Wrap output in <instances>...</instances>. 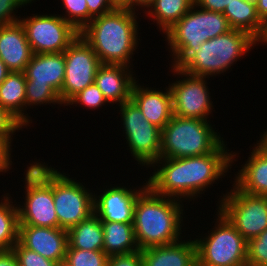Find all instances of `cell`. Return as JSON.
I'll list each match as a JSON object with an SVG mask.
<instances>
[{
    "label": "cell",
    "instance_id": "6da1fadb",
    "mask_svg": "<svg viewBox=\"0 0 267 266\" xmlns=\"http://www.w3.org/2000/svg\"><path fill=\"white\" fill-rule=\"evenodd\" d=\"M226 143L202 156L159 158L149 167L153 172L147 177V185L162 196L194 202L231 172L233 164L239 160V152H229Z\"/></svg>",
    "mask_w": 267,
    "mask_h": 266
},
{
    "label": "cell",
    "instance_id": "7a4b0ae2",
    "mask_svg": "<svg viewBox=\"0 0 267 266\" xmlns=\"http://www.w3.org/2000/svg\"><path fill=\"white\" fill-rule=\"evenodd\" d=\"M133 10L114 9L94 17L79 33L97 54L102 64L133 67V55L139 46L138 14Z\"/></svg>",
    "mask_w": 267,
    "mask_h": 266
},
{
    "label": "cell",
    "instance_id": "3957f363",
    "mask_svg": "<svg viewBox=\"0 0 267 266\" xmlns=\"http://www.w3.org/2000/svg\"><path fill=\"white\" fill-rule=\"evenodd\" d=\"M184 214L183 201L157 194L147 185L137 197L133 217L140 250L180 241Z\"/></svg>",
    "mask_w": 267,
    "mask_h": 266
},
{
    "label": "cell",
    "instance_id": "277c9868",
    "mask_svg": "<svg viewBox=\"0 0 267 266\" xmlns=\"http://www.w3.org/2000/svg\"><path fill=\"white\" fill-rule=\"evenodd\" d=\"M231 30L223 13L207 11L195 4L172 26L163 37L167 42L170 61L179 68L194 52L200 49L203 42Z\"/></svg>",
    "mask_w": 267,
    "mask_h": 266
},
{
    "label": "cell",
    "instance_id": "5b68a950",
    "mask_svg": "<svg viewBox=\"0 0 267 266\" xmlns=\"http://www.w3.org/2000/svg\"><path fill=\"white\" fill-rule=\"evenodd\" d=\"M257 41L248 33L231 29L200 46L179 68L191 75L219 76L230 70L247 52L253 50Z\"/></svg>",
    "mask_w": 267,
    "mask_h": 266
},
{
    "label": "cell",
    "instance_id": "8992f818",
    "mask_svg": "<svg viewBox=\"0 0 267 266\" xmlns=\"http://www.w3.org/2000/svg\"><path fill=\"white\" fill-rule=\"evenodd\" d=\"M214 126L207 120L173 115L162 129L160 158H187L214 152L226 141Z\"/></svg>",
    "mask_w": 267,
    "mask_h": 266
},
{
    "label": "cell",
    "instance_id": "52a82bcc",
    "mask_svg": "<svg viewBox=\"0 0 267 266\" xmlns=\"http://www.w3.org/2000/svg\"><path fill=\"white\" fill-rule=\"evenodd\" d=\"M30 161L33 163H29L30 166L27 165L23 173L24 201L17 204L14 200L19 224L59 228L53 201V168L38 159Z\"/></svg>",
    "mask_w": 267,
    "mask_h": 266
},
{
    "label": "cell",
    "instance_id": "ba28073f",
    "mask_svg": "<svg viewBox=\"0 0 267 266\" xmlns=\"http://www.w3.org/2000/svg\"><path fill=\"white\" fill-rule=\"evenodd\" d=\"M215 225L195 238L198 266H247V241L216 209Z\"/></svg>",
    "mask_w": 267,
    "mask_h": 266
},
{
    "label": "cell",
    "instance_id": "9c48e42d",
    "mask_svg": "<svg viewBox=\"0 0 267 266\" xmlns=\"http://www.w3.org/2000/svg\"><path fill=\"white\" fill-rule=\"evenodd\" d=\"M118 107L129 153L138 165L149 168L160 158L162 130L152 125L131 99Z\"/></svg>",
    "mask_w": 267,
    "mask_h": 266
},
{
    "label": "cell",
    "instance_id": "30bf717a",
    "mask_svg": "<svg viewBox=\"0 0 267 266\" xmlns=\"http://www.w3.org/2000/svg\"><path fill=\"white\" fill-rule=\"evenodd\" d=\"M218 200L217 209L247 242L267 229V196L245 193L233 184Z\"/></svg>",
    "mask_w": 267,
    "mask_h": 266
},
{
    "label": "cell",
    "instance_id": "8fae6325",
    "mask_svg": "<svg viewBox=\"0 0 267 266\" xmlns=\"http://www.w3.org/2000/svg\"><path fill=\"white\" fill-rule=\"evenodd\" d=\"M68 175V176H67ZM53 167V201L59 228L68 230L94 213V193ZM90 189V190H89Z\"/></svg>",
    "mask_w": 267,
    "mask_h": 266
},
{
    "label": "cell",
    "instance_id": "7c38bea8",
    "mask_svg": "<svg viewBox=\"0 0 267 266\" xmlns=\"http://www.w3.org/2000/svg\"><path fill=\"white\" fill-rule=\"evenodd\" d=\"M33 54L64 52L78 32L59 14H31L20 18Z\"/></svg>",
    "mask_w": 267,
    "mask_h": 266
},
{
    "label": "cell",
    "instance_id": "4fadbf2b",
    "mask_svg": "<svg viewBox=\"0 0 267 266\" xmlns=\"http://www.w3.org/2000/svg\"><path fill=\"white\" fill-rule=\"evenodd\" d=\"M169 70L173 76L181 77L168 84L172 94L173 115L211 121L208 116H213L214 106L207 86L209 78L191 75L175 66H170Z\"/></svg>",
    "mask_w": 267,
    "mask_h": 266
},
{
    "label": "cell",
    "instance_id": "5bb4252c",
    "mask_svg": "<svg viewBox=\"0 0 267 266\" xmlns=\"http://www.w3.org/2000/svg\"><path fill=\"white\" fill-rule=\"evenodd\" d=\"M64 59V82L59 96L65 108L76 94L94 83L95 75L102 63L80 34L64 51Z\"/></svg>",
    "mask_w": 267,
    "mask_h": 266
},
{
    "label": "cell",
    "instance_id": "9a60e30c",
    "mask_svg": "<svg viewBox=\"0 0 267 266\" xmlns=\"http://www.w3.org/2000/svg\"><path fill=\"white\" fill-rule=\"evenodd\" d=\"M143 182L142 186H136L134 189L133 186L129 188L126 185L111 184L110 188L106 186L97 192L99 195L93 191L94 213L101 221L133 223L135 202L139 193L147 186V180Z\"/></svg>",
    "mask_w": 267,
    "mask_h": 266
},
{
    "label": "cell",
    "instance_id": "2e32d148",
    "mask_svg": "<svg viewBox=\"0 0 267 266\" xmlns=\"http://www.w3.org/2000/svg\"><path fill=\"white\" fill-rule=\"evenodd\" d=\"M18 242L46 259L62 263L68 247V232L63 228L19 224Z\"/></svg>",
    "mask_w": 267,
    "mask_h": 266
},
{
    "label": "cell",
    "instance_id": "e0dca14e",
    "mask_svg": "<svg viewBox=\"0 0 267 266\" xmlns=\"http://www.w3.org/2000/svg\"><path fill=\"white\" fill-rule=\"evenodd\" d=\"M259 135V141L252 145V152L236 171L232 182L245 193L267 196V140Z\"/></svg>",
    "mask_w": 267,
    "mask_h": 266
},
{
    "label": "cell",
    "instance_id": "ac0fdd59",
    "mask_svg": "<svg viewBox=\"0 0 267 266\" xmlns=\"http://www.w3.org/2000/svg\"><path fill=\"white\" fill-rule=\"evenodd\" d=\"M138 82L139 80L134 83L131 100L137 104L152 125L162 130L173 117L171 90L169 86L163 91L159 88L145 87Z\"/></svg>",
    "mask_w": 267,
    "mask_h": 266
},
{
    "label": "cell",
    "instance_id": "d6986e66",
    "mask_svg": "<svg viewBox=\"0 0 267 266\" xmlns=\"http://www.w3.org/2000/svg\"><path fill=\"white\" fill-rule=\"evenodd\" d=\"M133 73V68L123 64H102L95 75L94 83L111 105H121L131 99L132 89L137 81V76Z\"/></svg>",
    "mask_w": 267,
    "mask_h": 266
},
{
    "label": "cell",
    "instance_id": "ffe728a7",
    "mask_svg": "<svg viewBox=\"0 0 267 266\" xmlns=\"http://www.w3.org/2000/svg\"><path fill=\"white\" fill-rule=\"evenodd\" d=\"M33 56L23 25L0 26V59L11 72H24Z\"/></svg>",
    "mask_w": 267,
    "mask_h": 266
},
{
    "label": "cell",
    "instance_id": "44dd1931",
    "mask_svg": "<svg viewBox=\"0 0 267 266\" xmlns=\"http://www.w3.org/2000/svg\"><path fill=\"white\" fill-rule=\"evenodd\" d=\"M144 266H197V246L193 238L141 250Z\"/></svg>",
    "mask_w": 267,
    "mask_h": 266
},
{
    "label": "cell",
    "instance_id": "7402d4cb",
    "mask_svg": "<svg viewBox=\"0 0 267 266\" xmlns=\"http://www.w3.org/2000/svg\"><path fill=\"white\" fill-rule=\"evenodd\" d=\"M24 74L26 83L50 85L59 94L65 74L64 52L33 54Z\"/></svg>",
    "mask_w": 267,
    "mask_h": 266
},
{
    "label": "cell",
    "instance_id": "603a6c76",
    "mask_svg": "<svg viewBox=\"0 0 267 266\" xmlns=\"http://www.w3.org/2000/svg\"><path fill=\"white\" fill-rule=\"evenodd\" d=\"M223 14L231 29L246 32L258 42L265 24L258 16L255 0H233Z\"/></svg>",
    "mask_w": 267,
    "mask_h": 266
},
{
    "label": "cell",
    "instance_id": "cb8c5ba5",
    "mask_svg": "<svg viewBox=\"0 0 267 266\" xmlns=\"http://www.w3.org/2000/svg\"><path fill=\"white\" fill-rule=\"evenodd\" d=\"M104 232L103 251L108 256L125 255L140 250L133 223L101 221Z\"/></svg>",
    "mask_w": 267,
    "mask_h": 266
},
{
    "label": "cell",
    "instance_id": "d4e9b609",
    "mask_svg": "<svg viewBox=\"0 0 267 266\" xmlns=\"http://www.w3.org/2000/svg\"><path fill=\"white\" fill-rule=\"evenodd\" d=\"M26 77L24 72H11L0 84V105L26 126Z\"/></svg>",
    "mask_w": 267,
    "mask_h": 266
},
{
    "label": "cell",
    "instance_id": "484cf974",
    "mask_svg": "<svg viewBox=\"0 0 267 266\" xmlns=\"http://www.w3.org/2000/svg\"><path fill=\"white\" fill-rule=\"evenodd\" d=\"M68 247L81 250H102L104 232L99 217L93 213L87 219L67 230Z\"/></svg>",
    "mask_w": 267,
    "mask_h": 266
},
{
    "label": "cell",
    "instance_id": "4316f807",
    "mask_svg": "<svg viewBox=\"0 0 267 266\" xmlns=\"http://www.w3.org/2000/svg\"><path fill=\"white\" fill-rule=\"evenodd\" d=\"M194 0H153L144 13L164 34L193 6Z\"/></svg>",
    "mask_w": 267,
    "mask_h": 266
},
{
    "label": "cell",
    "instance_id": "83f0119b",
    "mask_svg": "<svg viewBox=\"0 0 267 266\" xmlns=\"http://www.w3.org/2000/svg\"><path fill=\"white\" fill-rule=\"evenodd\" d=\"M9 194L7 192L0 198V250H12L18 242V209Z\"/></svg>",
    "mask_w": 267,
    "mask_h": 266
},
{
    "label": "cell",
    "instance_id": "f1b7e54d",
    "mask_svg": "<svg viewBox=\"0 0 267 266\" xmlns=\"http://www.w3.org/2000/svg\"><path fill=\"white\" fill-rule=\"evenodd\" d=\"M26 128L30 126L32 118L27 113V110L33 109V106L41 105H58L63 106L59 94L50 85H40L35 83H26ZM52 103V104H51ZM30 124V125H29Z\"/></svg>",
    "mask_w": 267,
    "mask_h": 266
},
{
    "label": "cell",
    "instance_id": "f546056e",
    "mask_svg": "<svg viewBox=\"0 0 267 266\" xmlns=\"http://www.w3.org/2000/svg\"><path fill=\"white\" fill-rule=\"evenodd\" d=\"M108 257L102 250L67 248L64 263L68 266H107Z\"/></svg>",
    "mask_w": 267,
    "mask_h": 266
},
{
    "label": "cell",
    "instance_id": "4dcf8cb0",
    "mask_svg": "<svg viewBox=\"0 0 267 266\" xmlns=\"http://www.w3.org/2000/svg\"><path fill=\"white\" fill-rule=\"evenodd\" d=\"M64 14H60L78 32L88 25V6L86 0H61Z\"/></svg>",
    "mask_w": 267,
    "mask_h": 266
},
{
    "label": "cell",
    "instance_id": "1f68e13d",
    "mask_svg": "<svg viewBox=\"0 0 267 266\" xmlns=\"http://www.w3.org/2000/svg\"><path fill=\"white\" fill-rule=\"evenodd\" d=\"M83 106L87 107V109H98L99 107L102 108V106H108L109 102L105 98V96L102 94L101 90L97 87L95 83L90 84L87 86L84 90L76 94L67 104L66 106L73 105L78 107Z\"/></svg>",
    "mask_w": 267,
    "mask_h": 266
},
{
    "label": "cell",
    "instance_id": "d6a6232c",
    "mask_svg": "<svg viewBox=\"0 0 267 266\" xmlns=\"http://www.w3.org/2000/svg\"><path fill=\"white\" fill-rule=\"evenodd\" d=\"M247 266H267V229L247 242Z\"/></svg>",
    "mask_w": 267,
    "mask_h": 266
},
{
    "label": "cell",
    "instance_id": "836d02e7",
    "mask_svg": "<svg viewBox=\"0 0 267 266\" xmlns=\"http://www.w3.org/2000/svg\"><path fill=\"white\" fill-rule=\"evenodd\" d=\"M12 251L15 253L19 266H56L58 264L23 247L19 242L13 246Z\"/></svg>",
    "mask_w": 267,
    "mask_h": 266
},
{
    "label": "cell",
    "instance_id": "e575fe53",
    "mask_svg": "<svg viewBox=\"0 0 267 266\" xmlns=\"http://www.w3.org/2000/svg\"><path fill=\"white\" fill-rule=\"evenodd\" d=\"M32 1L36 0H0V26L19 22L21 17L16 15L17 9L31 5Z\"/></svg>",
    "mask_w": 267,
    "mask_h": 266
},
{
    "label": "cell",
    "instance_id": "d590c367",
    "mask_svg": "<svg viewBox=\"0 0 267 266\" xmlns=\"http://www.w3.org/2000/svg\"><path fill=\"white\" fill-rule=\"evenodd\" d=\"M25 127L17 117L0 105V138H14L16 132Z\"/></svg>",
    "mask_w": 267,
    "mask_h": 266
},
{
    "label": "cell",
    "instance_id": "8d00e7d4",
    "mask_svg": "<svg viewBox=\"0 0 267 266\" xmlns=\"http://www.w3.org/2000/svg\"><path fill=\"white\" fill-rule=\"evenodd\" d=\"M13 142V138H0V175H4L3 173H8L9 170L13 169L12 165V151L11 145Z\"/></svg>",
    "mask_w": 267,
    "mask_h": 266
},
{
    "label": "cell",
    "instance_id": "74e56055",
    "mask_svg": "<svg viewBox=\"0 0 267 266\" xmlns=\"http://www.w3.org/2000/svg\"><path fill=\"white\" fill-rule=\"evenodd\" d=\"M107 266H144L141 250L125 255L109 256Z\"/></svg>",
    "mask_w": 267,
    "mask_h": 266
},
{
    "label": "cell",
    "instance_id": "f35d334b",
    "mask_svg": "<svg viewBox=\"0 0 267 266\" xmlns=\"http://www.w3.org/2000/svg\"><path fill=\"white\" fill-rule=\"evenodd\" d=\"M86 2L88 6V24L94 17L114 10L109 0H86Z\"/></svg>",
    "mask_w": 267,
    "mask_h": 266
},
{
    "label": "cell",
    "instance_id": "ab89813d",
    "mask_svg": "<svg viewBox=\"0 0 267 266\" xmlns=\"http://www.w3.org/2000/svg\"><path fill=\"white\" fill-rule=\"evenodd\" d=\"M233 0H194V4L207 11L223 13Z\"/></svg>",
    "mask_w": 267,
    "mask_h": 266
},
{
    "label": "cell",
    "instance_id": "60d3db41",
    "mask_svg": "<svg viewBox=\"0 0 267 266\" xmlns=\"http://www.w3.org/2000/svg\"><path fill=\"white\" fill-rule=\"evenodd\" d=\"M0 266H19L12 250H0Z\"/></svg>",
    "mask_w": 267,
    "mask_h": 266
},
{
    "label": "cell",
    "instance_id": "b9f144b4",
    "mask_svg": "<svg viewBox=\"0 0 267 266\" xmlns=\"http://www.w3.org/2000/svg\"><path fill=\"white\" fill-rule=\"evenodd\" d=\"M258 16L265 24L267 22V0H255Z\"/></svg>",
    "mask_w": 267,
    "mask_h": 266
},
{
    "label": "cell",
    "instance_id": "7bdbcfd3",
    "mask_svg": "<svg viewBox=\"0 0 267 266\" xmlns=\"http://www.w3.org/2000/svg\"><path fill=\"white\" fill-rule=\"evenodd\" d=\"M152 2L153 0H130V10L139 12L138 10L142 11L143 9V11H146V9L152 4Z\"/></svg>",
    "mask_w": 267,
    "mask_h": 266
},
{
    "label": "cell",
    "instance_id": "ee69618b",
    "mask_svg": "<svg viewBox=\"0 0 267 266\" xmlns=\"http://www.w3.org/2000/svg\"><path fill=\"white\" fill-rule=\"evenodd\" d=\"M114 9L130 10V0H109Z\"/></svg>",
    "mask_w": 267,
    "mask_h": 266
},
{
    "label": "cell",
    "instance_id": "f6af8a7d",
    "mask_svg": "<svg viewBox=\"0 0 267 266\" xmlns=\"http://www.w3.org/2000/svg\"><path fill=\"white\" fill-rule=\"evenodd\" d=\"M11 71L6 67V64L0 59V84L6 79Z\"/></svg>",
    "mask_w": 267,
    "mask_h": 266
},
{
    "label": "cell",
    "instance_id": "bcb514c9",
    "mask_svg": "<svg viewBox=\"0 0 267 266\" xmlns=\"http://www.w3.org/2000/svg\"><path fill=\"white\" fill-rule=\"evenodd\" d=\"M260 43L263 44V45H267V22L265 23V26H264V31H263V34L262 36L260 37V39L258 40L257 42V45Z\"/></svg>",
    "mask_w": 267,
    "mask_h": 266
},
{
    "label": "cell",
    "instance_id": "7dc6e473",
    "mask_svg": "<svg viewBox=\"0 0 267 266\" xmlns=\"http://www.w3.org/2000/svg\"><path fill=\"white\" fill-rule=\"evenodd\" d=\"M261 135L267 140V129L263 132V134L261 133Z\"/></svg>",
    "mask_w": 267,
    "mask_h": 266
},
{
    "label": "cell",
    "instance_id": "c3c4849f",
    "mask_svg": "<svg viewBox=\"0 0 267 266\" xmlns=\"http://www.w3.org/2000/svg\"><path fill=\"white\" fill-rule=\"evenodd\" d=\"M56 266H68L66 263L62 262V263H58Z\"/></svg>",
    "mask_w": 267,
    "mask_h": 266
}]
</instances>
